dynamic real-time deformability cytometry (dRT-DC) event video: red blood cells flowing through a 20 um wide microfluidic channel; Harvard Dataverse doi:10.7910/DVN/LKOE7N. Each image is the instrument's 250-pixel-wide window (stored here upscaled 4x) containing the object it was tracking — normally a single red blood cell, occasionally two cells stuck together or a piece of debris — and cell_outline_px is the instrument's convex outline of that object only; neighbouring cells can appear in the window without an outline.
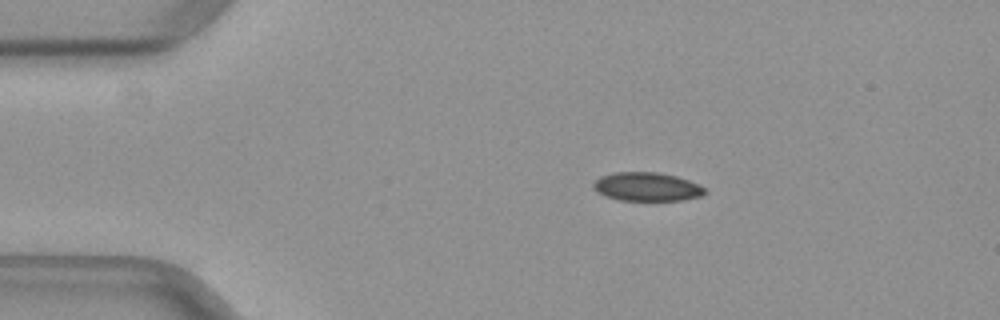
{"species": "common noctule bat (a hibernating species)", "species_latin": "Nyctalus noctula", "temperature_condition": "warm", "stored_images_in_passage": 42, "camera_frame_rate_fps": 3000, "um_per_image_px": 0.085, "animal": {"sex": "female", "body_mass_g": 29.2, "forearm_length_mm": 56.3}, "frame": {"image": 1, "passage_image": 1, "time_ms": 0.0, "image_size_px": [1000, 320], "cell_outline_px": [[708, 192], [700, 196], [680, 200], [620, 200], [604, 196], [596, 192], [592, 188], [592, 184], [600, 176], [612, 172], [656, 172], [676, 176], [700, 184]], "centroid_in_image_um": [54.95, 15.87], "position_along_channel_um": 30.1, "area_um2": 18.73}}
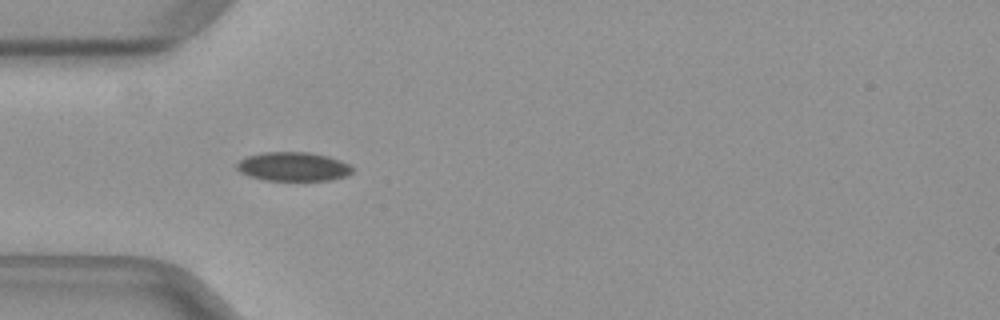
{"frame": {"image": 2, "passage_image": 7, "time_ms": 2.0, "image_size_px": [1000, 320], "cell_outline_px": [[352, 172], [344, 176], [328, 180], [268, 180], [252, 176], [240, 172], [236, 168], [236, 164], [240, 160], [248, 156], [264, 152], [308, 152], [328, 156], [340, 160], [348, 164], [352, 168]], "centroid_in_image_um": [24.92, 14.15], "position_along_channel_um": 60.1, "area_um2": 19.19}}
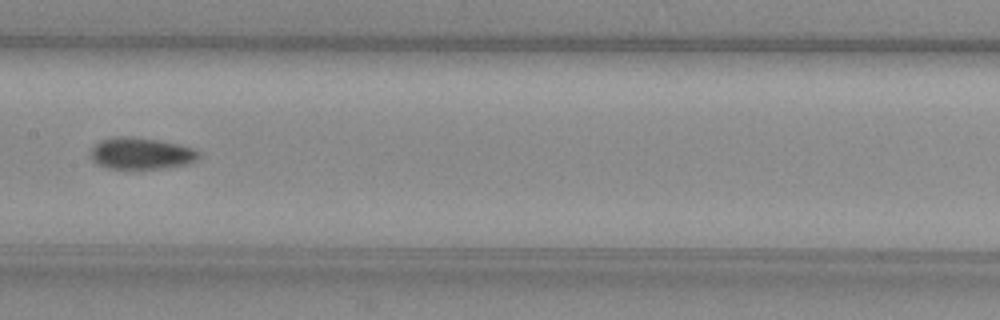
{"frame": {"image": 3, "passage_image": 17, "time_ms": 5.333, "image_size_px": [1000, 320], "cell_outline_px": [[200, 156], [196, 160], [188, 164], [164, 168], [108, 168], [100, 164], [92, 156], [92, 148], [100, 140], [112, 136], [128, 136], [156, 140], [176, 144], [192, 148], [200, 152]], "centroid_in_image_um": [12.03, 13.03], "position_along_channel_um": 195.4, "area_um2": 19.54}}